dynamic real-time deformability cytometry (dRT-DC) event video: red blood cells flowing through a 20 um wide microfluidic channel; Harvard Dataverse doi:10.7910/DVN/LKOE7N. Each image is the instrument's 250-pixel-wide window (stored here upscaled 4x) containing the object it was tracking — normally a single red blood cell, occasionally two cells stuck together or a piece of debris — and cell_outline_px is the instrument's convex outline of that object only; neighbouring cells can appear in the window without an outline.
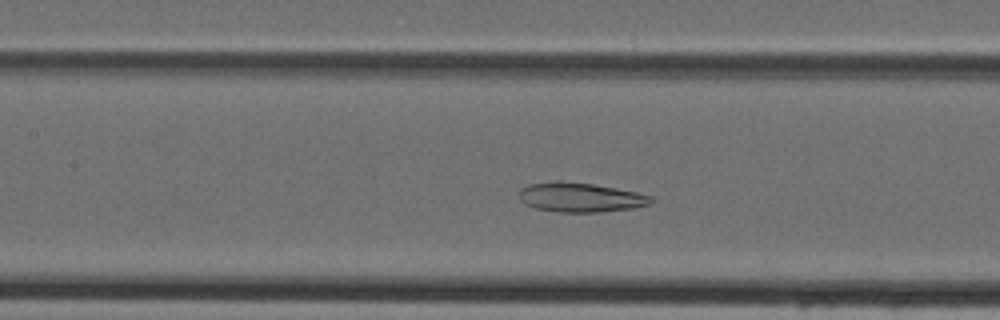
{"species": "Egyptian fruit bat (a non-hibernating species)", "species_latin": "Rousettus aegyptiacus", "temperature_condition": "cold", "stored_images_in_passage": 40, "camera_frame_rate_fps": 3000, "um_per_image_px": 0.085, "animal": {"sex": "female"}, "frame": {"image": 1, "passage_image": 15, "time_ms": 4.667, "image_size_px": [1000, 320], "cell_outline_px": [[656, 200], [652, 204], [636, 208], [600, 212], [556, 212], [536, 208], [524, 204], [520, 200], [520, 188], [528, 184], [552, 180], [560, 180], [592, 184], [616, 188], [636, 192], [652, 196]], "centroid_in_image_um": [49.35, 16.77], "position_along_channel_um": 158.0, "area_um2": 23.06}}
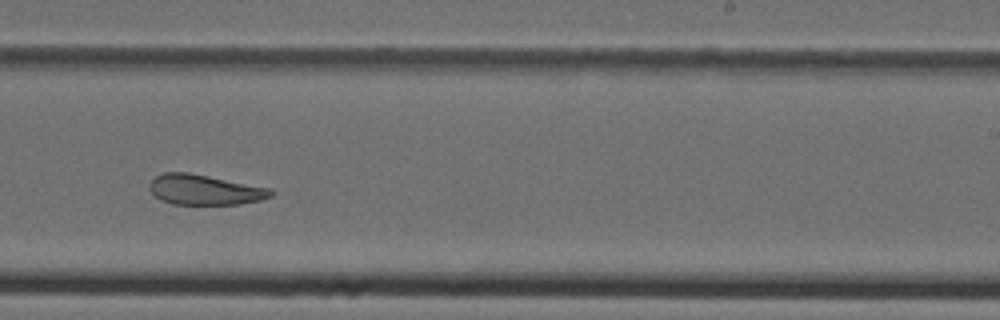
{"frame": {"image": 2, "passage_image": 23, "time_ms": 7.333, "image_size_px": [1000, 320], "cell_outline_px": [[276, 192], [272, 196], [260, 200], [240, 204], [172, 204], [160, 200], [148, 188], [148, 184], [156, 176], [164, 172], [188, 172], [272, 188]], "centroid_in_image_um": [17.42, 16.13], "position_along_channel_um": 271.6, "area_um2": 21.5}}
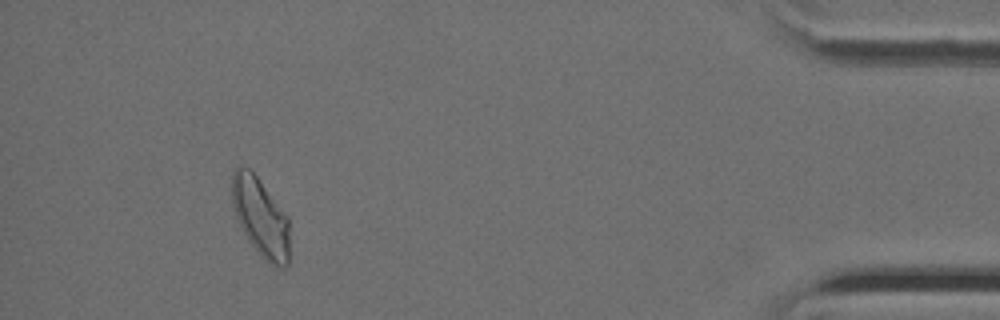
{"frame": {"image": 3, "passage_image": 37, "time_ms": 12.0, "image_size_px": [1000, 320], "cell_outline_px": [[288, 264], [284, 268], [276, 268], [268, 264], [256, 252], [240, 228], [232, 204], [232, 172], [236, 168], [248, 168], [256, 176], [288, 216]], "centroid_in_image_um": [22.14, 18.53], "position_along_channel_um": 413.1, "area_um2": 26.41}}